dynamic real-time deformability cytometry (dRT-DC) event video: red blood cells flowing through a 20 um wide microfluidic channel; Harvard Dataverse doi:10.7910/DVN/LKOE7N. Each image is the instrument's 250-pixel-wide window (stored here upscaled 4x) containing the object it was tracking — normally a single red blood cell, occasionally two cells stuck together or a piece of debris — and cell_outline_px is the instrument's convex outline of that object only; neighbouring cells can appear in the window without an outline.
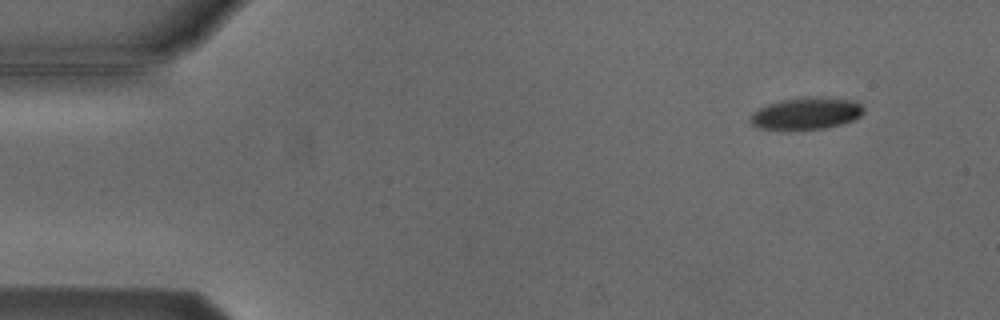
{"species": "Egyptian fruit bat (a non-hibernating species)", "species_latin": "Rousettus aegyptiacus", "temperature_condition": "cold", "stored_images_in_passage": 4, "camera_frame_rate_fps": 3000, "um_per_image_px": 0.085, "animal": {"sex": "male"}, "frame": {"image": 1, "passage_image": 1, "time_ms": 0.0, "image_size_px": [1000, 320], "cell_outline_px": [[864, 112], [860, 116], [852, 120], [840, 124], [824, 128], [760, 128], [752, 124], [748, 116], [752, 112], [768, 104], [780, 100], [804, 96], [824, 96], [856, 100], [864, 108]], "centroid_in_image_um": [68.56, 9.59], "position_along_channel_um": 16.4, "area_um2": 21.04}}
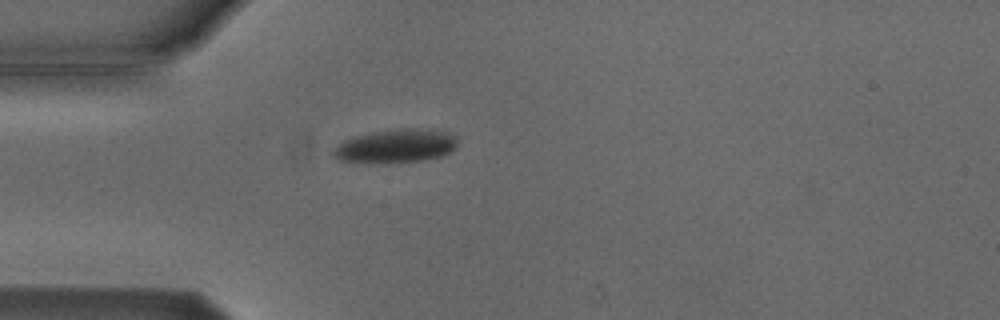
{"frame": {"image": 2, "passage_image": 4, "time_ms": 3.333, "image_size_px": [1000, 320], "cell_outline_px": [[456, 148], [452, 152], [444, 156], [424, 160], [388, 164], [368, 164], [340, 160], [332, 152], [332, 148], [344, 140], [352, 136], [372, 132], [400, 128], [412, 128], [448, 132], [456, 136]], "centroid_in_image_um": [33.63, 12.44], "position_along_channel_um": 51.4, "area_um2": 24.91}}